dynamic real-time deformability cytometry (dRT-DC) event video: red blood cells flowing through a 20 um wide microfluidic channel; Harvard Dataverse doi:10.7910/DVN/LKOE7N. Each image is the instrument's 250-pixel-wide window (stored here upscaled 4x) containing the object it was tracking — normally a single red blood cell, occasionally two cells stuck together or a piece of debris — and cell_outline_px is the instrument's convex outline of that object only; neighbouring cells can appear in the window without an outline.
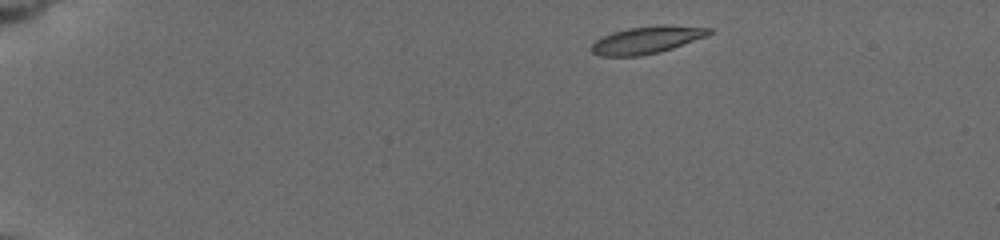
{"species": "common noctule bat (a hibernating species)", "species_latin": "Nyctalus noctula", "temperature_condition": "cold", "stored_images_in_passage": 11, "camera_frame_rate_fps": 3000, "um_per_image_px": 0.085, "animal": {"sex": "female", "body_mass_g": 19.5, "forearm_length_mm": 54.1}, "frame": {"image": 1, "passage_image": 1, "time_ms": 0.0, "image_size_px": [1000, 240], "cell_outline_px": [[712, 32], [708, 36], [660, 52], [640, 56], [600, 56], [592, 52], [588, 48], [596, 40], [612, 32], [628, 28], [664, 24], [672, 24], [712, 28]], "centroid_in_image_um": [55.0, 3.38], "position_along_channel_um": 30.0, "area_um2": 18.96}}
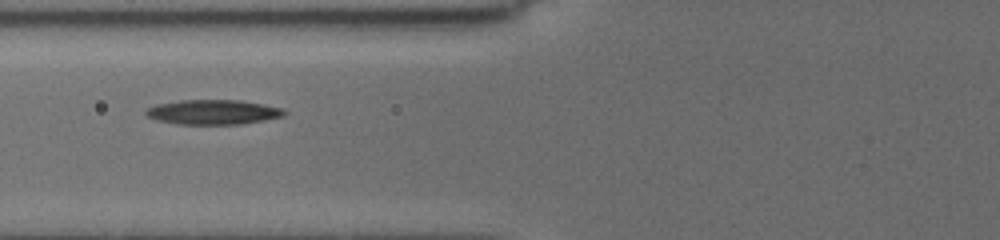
{"frame": {"image": 2, "passage_image": 7, "time_ms": 4.667, "image_size_px": [1000, 240], "cell_outline_px": [[288, 112], [284, 116], [244, 124], [176, 124], [156, 120], [148, 116], [144, 112], [148, 108], [156, 104], [180, 100], [240, 100], [264, 104], [284, 108]], "centroid_in_image_um": [18.15, 9.53], "position_along_channel_um": 107.7, "area_um2": 20.11}}
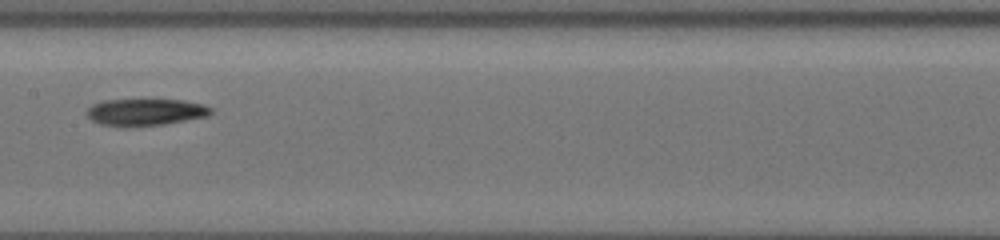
{"frame": {"image": 3, "passage_image": 10, "time_ms": 7.0, "image_size_px": [1000, 240], "cell_outline_px": [[212, 112], [208, 116], [164, 124], [100, 124], [92, 120], [84, 112], [92, 104], [104, 100], [184, 100], [204, 104], [212, 108]], "centroid_in_image_um": [12.4, 9.49], "position_along_channel_um": 195.0, "area_um2": 18.79}}